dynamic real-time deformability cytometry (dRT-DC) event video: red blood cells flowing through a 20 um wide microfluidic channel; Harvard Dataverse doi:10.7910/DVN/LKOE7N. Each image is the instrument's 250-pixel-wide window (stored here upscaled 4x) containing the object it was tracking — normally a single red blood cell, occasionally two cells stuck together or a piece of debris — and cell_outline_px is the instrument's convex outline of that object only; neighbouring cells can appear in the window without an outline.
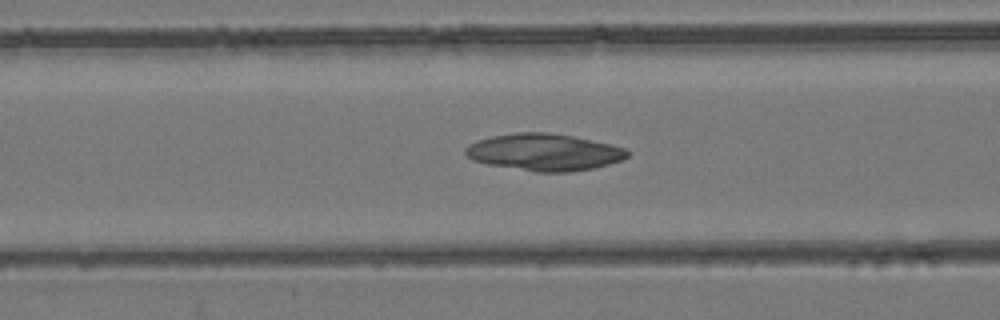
{"species": "common noctule bat (a hibernating species)", "species_latin": "Nyctalus noctula", "temperature_condition": "room temperature", "stored_images_in_passage": 37, "camera_frame_rate_fps": 3000, "um_per_image_px": 0.085, "animal": {"sex": "female", "body_mass_g": 24.6, "forearm_length_mm": 56.2}, "frame": {"image": 1, "passage_image": 5, "time_ms": 1.333, "image_size_px": [1000, 320], "cell_outline_px": [[628, 156], [624, 160], [592, 168], [572, 172], [536, 172], [488, 164], [472, 160], [464, 152], [464, 148], [468, 144], [476, 140], [492, 136], [516, 132], [548, 132], [572, 136], [612, 144], [624, 148], [628, 152]], "centroid_in_image_um": [46.24, 12.93], "position_along_channel_um": 120.4, "area_um2": 34.97}}
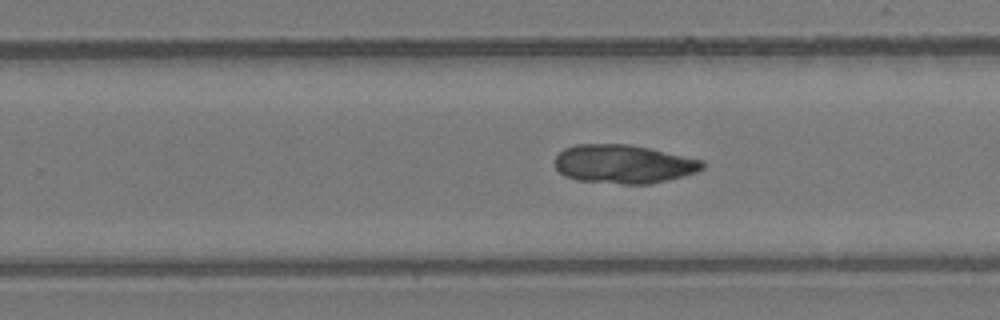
{"frame": {"image": 2, "passage_image": 17, "time_ms": 5.333, "image_size_px": [1000, 320], "cell_outline_px": [[704, 168], [696, 172], [652, 184], [624, 184], [576, 180], [564, 176], [556, 168], [556, 156], [564, 148], [576, 144], [628, 144], [648, 148], [704, 160]], "centroid_in_image_um": [53.0, 13.94], "position_along_channel_um": 276.8, "area_um2": 33.18}}
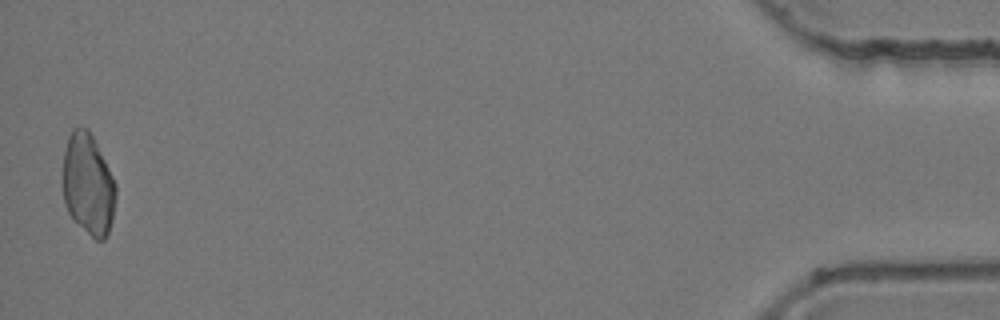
{"frame": {"image": 3, "passage_image": 36, "time_ms": 11.667, "image_size_px": [1000, 320], "cell_outline_px": [[116, 196], [112, 220], [108, 232], [104, 240], [96, 240], [72, 220], [64, 204], [60, 184], [60, 180], [64, 152], [68, 136], [72, 128], [88, 128], [116, 184]], "centroid_in_image_um": [7.43, 15.7], "position_along_channel_um": 427.8, "area_um2": 31.85}}